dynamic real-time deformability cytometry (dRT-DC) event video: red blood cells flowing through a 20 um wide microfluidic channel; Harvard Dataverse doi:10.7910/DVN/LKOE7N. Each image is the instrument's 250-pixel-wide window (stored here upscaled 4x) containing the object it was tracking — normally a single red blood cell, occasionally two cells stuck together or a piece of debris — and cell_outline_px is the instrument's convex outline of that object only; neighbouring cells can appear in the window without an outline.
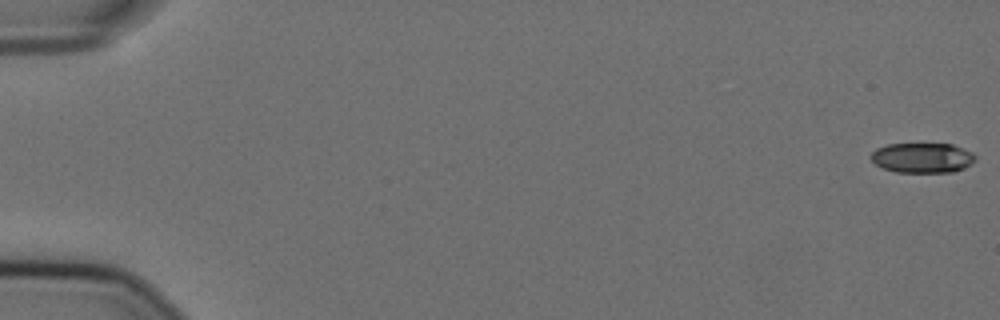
{"species": "Egyptian fruit bat (a non-hibernating species)", "species_latin": "Rousettus aegyptiacus", "temperature_condition": "cold", "stored_images_in_passage": 57, "camera_frame_rate_fps": 3000, "um_per_image_px": 0.085, "animal": {"sex": "female"}, "frame": {"image": 1, "passage_image": 1, "time_ms": 0.0, "image_size_px": [1000, 320], "cell_outline_px": [[976, 160], [972, 164], [964, 168], [952, 172], [896, 172], [884, 168], [876, 164], [868, 156], [876, 148], [888, 144], [952, 144], [972, 152], [976, 156]], "centroid_in_image_um": [78.41, 13.41], "position_along_channel_um": 6.6, "area_um2": 18.32}}
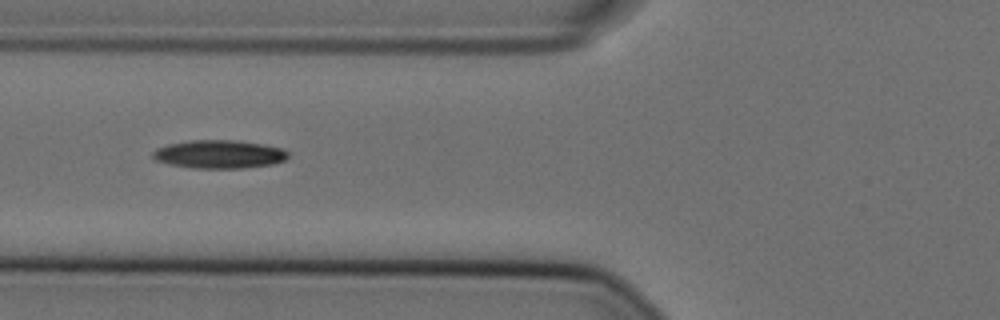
{"frame": {"image": 2, "passage_image": 23, "time_ms": 7.333, "image_size_px": [1000, 320], "cell_outline_px": [[288, 156], [284, 160], [272, 164], [244, 168], [192, 168], [172, 164], [156, 160], [152, 156], [152, 152], [156, 148], [168, 144], [188, 140], [236, 140], [264, 144], [284, 148], [288, 152]], "centroid_in_image_um": [18.64, 13.1], "position_along_channel_um": 107.2, "area_um2": 22.37}}
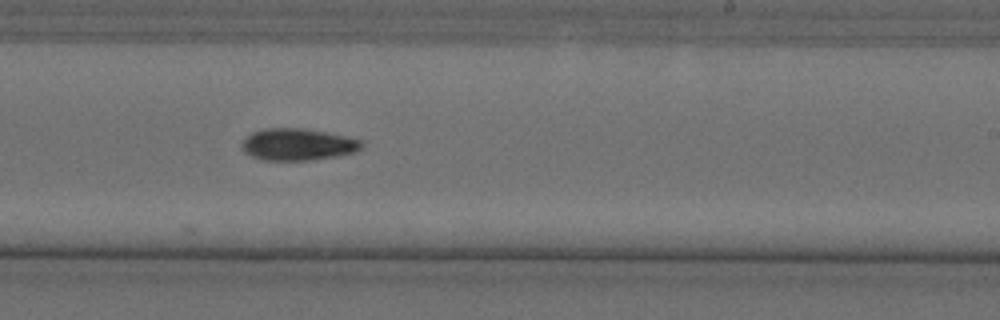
{"frame": {"image": 3, "passage_image": 36, "time_ms": 11.667, "image_size_px": [1000, 320], "cell_outline_px": [[364, 144], [356, 152], [336, 156], [308, 160], [264, 160], [252, 156], [244, 152], [240, 144], [252, 132], [268, 128], [304, 128], [324, 132], [360, 140]], "centroid_in_image_um": [25.28, 12.28], "position_along_channel_um": 263.7, "area_um2": 21.96}, "authors_computed_cell_mechanics": {"area_um2": 20.9814, "velocity_mm_per_s": 3.606, "shape_relaxation_time_tau1_ms": 4.2524, "shape_relaxation_time_tau2_ms": null, "deformation_change_tau1": 0.147, "deformation_change_tau2": null}}